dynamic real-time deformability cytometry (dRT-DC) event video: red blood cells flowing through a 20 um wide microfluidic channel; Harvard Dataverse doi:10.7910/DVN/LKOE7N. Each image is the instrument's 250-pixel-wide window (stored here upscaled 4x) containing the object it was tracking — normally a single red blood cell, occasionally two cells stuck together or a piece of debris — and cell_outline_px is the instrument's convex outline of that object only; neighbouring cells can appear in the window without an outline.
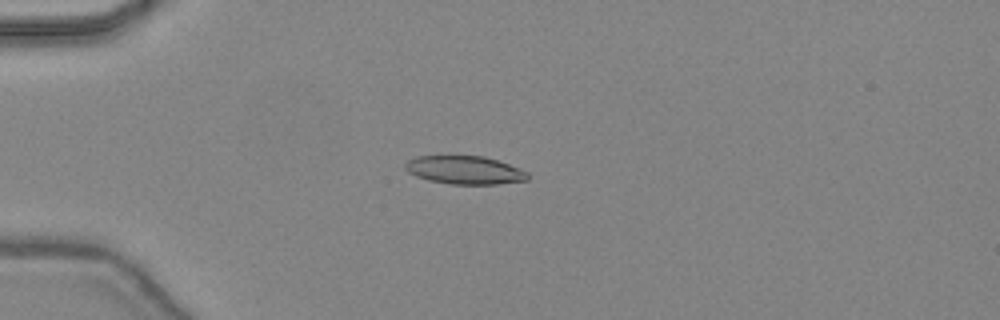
{"species": "common noctule bat (a hibernating species)", "species_latin": "Nyctalus noctula", "temperature_condition": "warm", "stored_images_in_passage": 48, "camera_frame_rate_fps": 3000, "um_per_image_px": 0.085, "animal": {"sex": "female", "body_mass_g": 24.6, "forearm_length_mm": 56.2}, "frame": {"image": 1, "passage_image": 14, "time_ms": 4.333, "image_size_px": [1000, 320], "cell_outline_px": [[528, 180], [496, 184], [448, 184], [428, 180], [416, 176], [408, 172], [404, 168], [404, 164], [408, 160], [416, 156], [484, 156], [508, 164], [528, 172]], "centroid_in_image_um": [39.46, 14.46], "position_along_channel_um": 45.5, "area_um2": 20.11}}
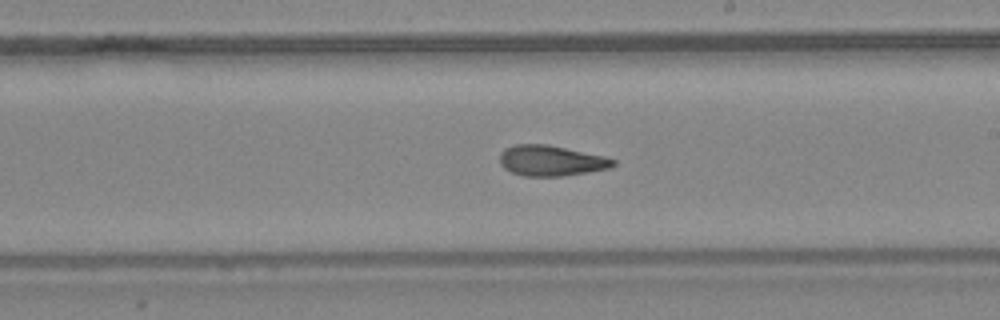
{"frame": {"image": 2, "passage_image": 29, "time_ms": 9.333, "image_size_px": [1000, 320], "cell_outline_px": [[616, 164], [608, 168], [588, 172], [564, 176], [524, 176], [512, 172], [504, 168], [500, 164], [500, 152], [504, 148], [516, 144], [544, 144], [604, 156], [616, 160]], "centroid_in_image_um": [46.81, 13.66], "position_along_channel_um": 242.2, "area_um2": 20.06}}
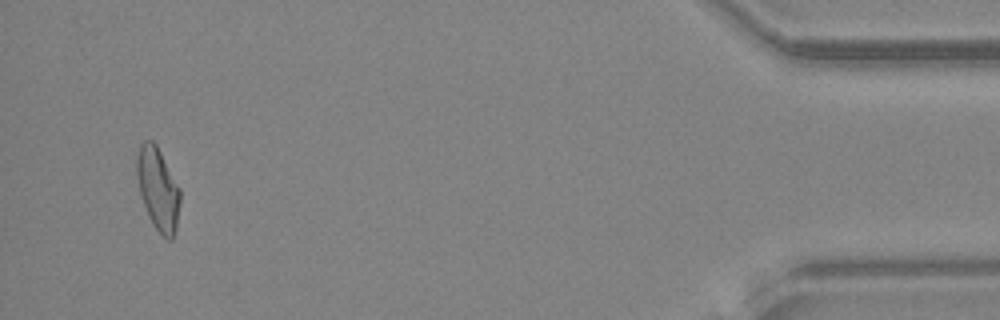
{"frame": {"image": 3, "passage_image": 46, "time_ms": 15.0, "image_size_px": [1000, 320], "cell_outline_px": [[180, 200], [176, 228], [172, 240], [168, 240], [156, 228], [148, 216], [140, 196], [136, 176], [136, 156], [140, 144], [144, 140], [152, 140], [156, 144], [180, 188]], "centroid_in_image_um": [13.41, 16.03], "position_along_channel_um": 421.8, "area_um2": 20.87}, "authors_computed_cell_mechanics": {"area_um2": 20.2878, "velocity_mm_per_s": 4.4789, "shape_relaxation_time_tau1_ms": null, "shape_relaxation_time_tau2_ms": 2.9797, "deformation_change_tau1": null, "deformation_change_tau2": 0.123}}